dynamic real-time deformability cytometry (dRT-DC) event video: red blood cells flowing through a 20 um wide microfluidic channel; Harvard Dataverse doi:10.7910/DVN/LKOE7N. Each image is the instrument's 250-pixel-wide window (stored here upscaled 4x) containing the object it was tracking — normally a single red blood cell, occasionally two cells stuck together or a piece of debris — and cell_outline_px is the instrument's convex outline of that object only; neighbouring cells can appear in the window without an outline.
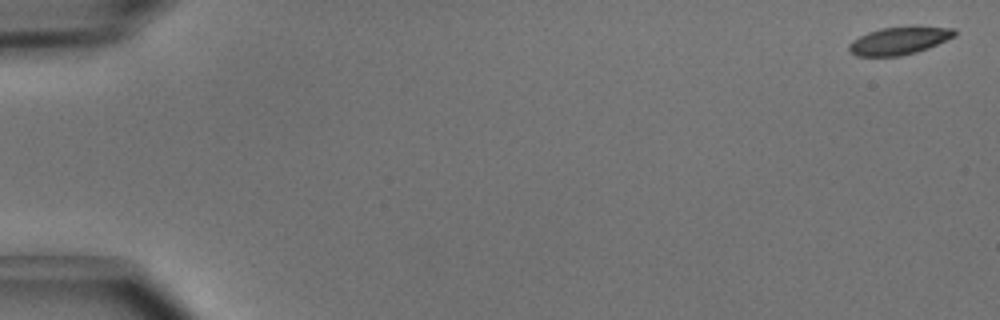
{"species": "common noctule bat (a hibernating species)", "species_latin": "Nyctalus noctula", "temperature_condition": "cold", "stored_images_in_passage": 4, "camera_frame_rate_fps": 3000, "um_per_image_px": 0.085, "animal": {"sex": "male", "body_mass_g": 15.6}, "frame": {"image": 1, "passage_image": 1, "time_ms": 0.0, "image_size_px": [1000, 320], "cell_outline_px": [[956, 36], [928, 48], [916, 52], [900, 56], [856, 56], [848, 52], [848, 44], [852, 40], [868, 32], [880, 28], [956, 28]], "centroid_in_image_um": [76.37, 3.49], "position_along_channel_um": 8.6, "area_um2": 16.65}}
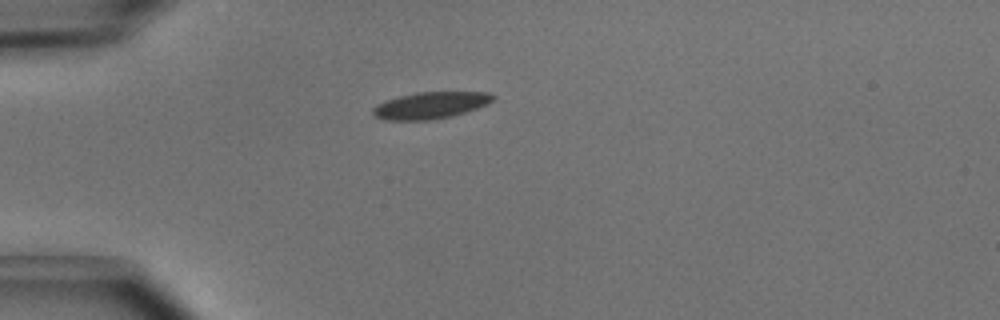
{"frame": {"image": 2, "passage_image": 4, "time_ms": 1.0, "image_size_px": [1000, 320], "cell_outline_px": [[496, 96], [488, 104], [452, 116], [432, 120], [388, 120], [376, 116], [372, 112], [372, 108], [376, 104], [384, 100], [416, 92], [488, 92]], "centroid_in_image_um": [36.58, 8.95], "position_along_channel_um": 48.4, "area_um2": 18.67}}